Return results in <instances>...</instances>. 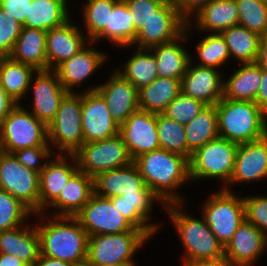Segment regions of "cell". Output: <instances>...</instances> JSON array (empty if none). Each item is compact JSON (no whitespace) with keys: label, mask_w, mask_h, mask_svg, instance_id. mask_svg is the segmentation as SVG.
I'll use <instances>...</instances> for the list:
<instances>
[{"label":"cell","mask_w":267,"mask_h":266,"mask_svg":"<svg viewBox=\"0 0 267 266\" xmlns=\"http://www.w3.org/2000/svg\"><path fill=\"white\" fill-rule=\"evenodd\" d=\"M183 204L168 203L165 210L185 248L183 261H215L224 258V246L210 230L204 218H193L180 210ZM183 212V213H182Z\"/></svg>","instance_id":"cell-4"},{"label":"cell","mask_w":267,"mask_h":266,"mask_svg":"<svg viewBox=\"0 0 267 266\" xmlns=\"http://www.w3.org/2000/svg\"><path fill=\"white\" fill-rule=\"evenodd\" d=\"M262 68L256 63H242L231 77L224 81L223 98L254 102L261 85Z\"/></svg>","instance_id":"cell-31"},{"label":"cell","mask_w":267,"mask_h":266,"mask_svg":"<svg viewBox=\"0 0 267 266\" xmlns=\"http://www.w3.org/2000/svg\"><path fill=\"white\" fill-rule=\"evenodd\" d=\"M133 162L146 185L165 205L182 203L183 198L176 191L184 182L190 180L187 157L159 148L140 155Z\"/></svg>","instance_id":"cell-1"},{"label":"cell","mask_w":267,"mask_h":266,"mask_svg":"<svg viewBox=\"0 0 267 266\" xmlns=\"http://www.w3.org/2000/svg\"><path fill=\"white\" fill-rule=\"evenodd\" d=\"M223 188L212 194L203 204L202 217L225 247L245 220V207L243 198L236 197L227 187Z\"/></svg>","instance_id":"cell-9"},{"label":"cell","mask_w":267,"mask_h":266,"mask_svg":"<svg viewBox=\"0 0 267 266\" xmlns=\"http://www.w3.org/2000/svg\"><path fill=\"white\" fill-rule=\"evenodd\" d=\"M50 147L51 146H36L33 148L17 150L12 154L24 167L40 173L46 166V161H48L51 154L52 150ZM43 159L45 160L44 163L41 162Z\"/></svg>","instance_id":"cell-48"},{"label":"cell","mask_w":267,"mask_h":266,"mask_svg":"<svg viewBox=\"0 0 267 266\" xmlns=\"http://www.w3.org/2000/svg\"><path fill=\"white\" fill-rule=\"evenodd\" d=\"M150 49L138 48L136 53L125 62L124 69H117L126 80L130 81L138 90L152 83L157 77V62Z\"/></svg>","instance_id":"cell-38"},{"label":"cell","mask_w":267,"mask_h":266,"mask_svg":"<svg viewBox=\"0 0 267 266\" xmlns=\"http://www.w3.org/2000/svg\"><path fill=\"white\" fill-rule=\"evenodd\" d=\"M239 12L238 24L267 36V0H235Z\"/></svg>","instance_id":"cell-40"},{"label":"cell","mask_w":267,"mask_h":266,"mask_svg":"<svg viewBox=\"0 0 267 266\" xmlns=\"http://www.w3.org/2000/svg\"><path fill=\"white\" fill-rule=\"evenodd\" d=\"M157 134L160 147L169 152L181 154L190 159L192 153L188 150L185 126L163 113L157 114Z\"/></svg>","instance_id":"cell-39"},{"label":"cell","mask_w":267,"mask_h":266,"mask_svg":"<svg viewBox=\"0 0 267 266\" xmlns=\"http://www.w3.org/2000/svg\"><path fill=\"white\" fill-rule=\"evenodd\" d=\"M131 12L135 31L151 18L153 12L158 9L166 0H123Z\"/></svg>","instance_id":"cell-47"},{"label":"cell","mask_w":267,"mask_h":266,"mask_svg":"<svg viewBox=\"0 0 267 266\" xmlns=\"http://www.w3.org/2000/svg\"><path fill=\"white\" fill-rule=\"evenodd\" d=\"M136 34L131 12L126 3L123 0H119L113 9L109 10L108 25L93 40V43L99 39L106 38L116 46L127 47L133 45Z\"/></svg>","instance_id":"cell-35"},{"label":"cell","mask_w":267,"mask_h":266,"mask_svg":"<svg viewBox=\"0 0 267 266\" xmlns=\"http://www.w3.org/2000/svg\"><path fill=\"white\" fill-rule=\"evenodd\" d=\"M46 33L44 30L23 27L9 57L36 70H47Z\"/></svg>","instance_id":"cell-29"},{"label":"cell","mask_w":267,"mask_h":266,"mask_svg":"<svg viewBox=\"0 0 267 266\" xmlns=\"http://www.w3.org/2000/svg\"><path fill=\"white\" fill-rule=\"evenodd\" d=\"M82 130L84 143L108 139L119 134L103 97L97 91L82 93Z\"/></svg>","instance_id":"cell-15"},{"label":"cell","mask_w":267,"mask_h":266,"mask_svg":"<svg viewBox=\"0 0 267 266\" xmlns=\"http://www.w3.org/2000/svg\"><path fill=\"white\" fill-rule=\"evenodd\" d=\"M194 15V26L210 33H221L239 22L235 0H211Z\"/></svg>","instance_id":"cell-30"},{"label":"cell","mask_w":267,"mask_h":266,"mask_svg":"<svg viewBox=\"0 0 267 266\" xmlns=\"http://www.w3.org/2000/svg\"><path fill=\"white\" fill-rule=\"evenodd\" d=\"M137 191L152 190L146 185L134 162L126 167L99 173L94 177V193L101 197L112 198Z\"/></svg>","instance_id":"cell-24"},{"label":"cell","mask_w":267,"mask_h":266,"mask_svg":"<svg viewBox=\"0 0 267 266\" xmlns=\"http://www.w3.org/2000/svg\"><path fill=\"white\" fill-rule=\"evenodd\" d=\"M239 144L218 137L195 150L189 159L190 180L211 178L229 184Z\"/></svg>","instance_id":"cell-7"},{"label":"cell","mask_w":267,"mask_h":266,"mask_svg":"<svg viewBox=\"0 0 267 266\" xmlns=\"http://www.w3.org/2000/svg\"><path fill=\"white\" fill-rule=\"evenodd\" d=\"M192 62L181 78V92L206 105H216L223 98L222 75L215 68L193 66Z\"/></svg>","instance_id":"cell-18"},{"label":"cell","mask_w":267,"mask_h":266,"mask_svg":"<svg viewBox=\"0 0 267 266\" xmlns=\"http://www.w3.org/2000/svg\"><path fill=\"white\" fill-rule=\"evenodd\" d=\"M32 0H0V7L25 27L29 3Z\"/></svg>","instance_id":"cell-49"},{"label":"cell","mask_w":267,"mask_h":266,"mask_svg":"<svg viewBox=\"0 0 267 266\" xmlns=\"http://www.w3.org/2000/svg\"><path fill=\"white\" fill-rule=\"evenodd\" d=\"M78 26L69 20L63 26L46 33L47 70H54L60 63L70 59L89 44ZM87 40V42L85 41Z\"/></svg>","instance_id":"cell-21"},{"label":"cell","mask_w":267,"mask_h":266,"mask_svg":"<svg viewBox=\"0 0 267 266\" xmlns=\"http://www.w3.org/2000/svg\"><path fill=\"white\" fill-rule=\"evenodd\" d=\"M30 214L34 213L20 200L13 197L9 192L0 189V231L21 226Z\"/></svg>","instance_id":"cell-43"},{"label":"cell","mask_w":267,"mask_h":266,"mask_svg":"<svg viewBox=\"0 0 267 266\" xmlns=\"http://www.w3.org/2000/svg\"><path fill=\"white\" fill-rule=\"evenodd\" d=\"M86 91H97L103 97L112 119L119 126L139 109L138 89L117 70L113 71L106 83L90 87Z\"/></svg>","instance_id":"cell-16"},{"label":"cell","mask_w":267,"mask_h":266,"mask_svg":"<svg viewBox=\"0 0 267 266\" xmlns=\"http://www.w3.org/2000/svg\"><path fill=\"white\" fill-rule=\"evenodd\" d=\"M114 207L137 229L142 230L149 238L154 236L158 224H152L150 219L152 204L156 200L165 204L153 191H137V193H124L121 196L109 198ZM156 225V226H155Z\"/></svg>","instance_id":"cell-23"},{"label":"cell","mask_w":267,"mask_h":266,"mask_svg":"<svg viewBox=\"0 0 267 266\" xmlns=\"http://www.w3.org/2000/svg\"><path fill=\"white\" fill-rule=\"evenodd\" d=\"M149 239L142 230L88 236L87 262L91 266H135L134 254Z\"/></svg>","instance_id":"cell-5"},{"label":"cell","mask_w":267,"mask_h":266,"mask_svg":"<svg viewBox=\"0 0 267 266\" xmlns=\"http://www.w3.org/2000/svg\"><path fill=\"white\" fill-rule=\"evenodd\" d=\"M119 0H88L84 5L83 18L87 30V38L89 37L90 44L93 40L105 29L108 25L109 10H112L114 5Z\"/></svg>","instance_id":"cell-42"},{"label":"cell","mask_w":267,"mask_h":266,"mask_svg":"<svg viewBox=\"0 0 267 266\" xmlns=\"http://www.w3.org/2000/svg\"><path fill=\"white\" fill-rule=\"evenodd\" d=\"M267 177V135L239 144L229 184L260 180Z\"/></svg>","instance_id":"cell-22"},{"label":"cell","mask_w":267,"mask_h":266,"mask_svg":"<svg viewBox=\"0 0 267 266\" xmlns=\"http://www.w3.org/2000/svg\"><path fill=\"white\" fill-rule=\"evenodd\" d=\"M256 63L267 70V36L261 38L259 43V53Z\"/></svg>","instance_id":"cell-54"},{"label":"cell","mask_w":267,"mask_h":266,"mask_svg":"<svg viewBox=\"0 0 267 266\" xmlns=\"http://www.w3.org/2000/svg\"><path fill=\"white\" fill-rule=\"evenodd\" d=\"M183 266H211L210 261H183Z\"/></svg>","instance_id":"cell-57"},{"label":"cell","mask_w":267,"mask_h":266,"mask_svg":"<svg viewBox=\"0 0 267 266\" xmlns=\"http://www.w3.org/2000/svg\"><path fill=\"white\" fill-rule=\"evenodd\" d=\"M189 26H193L191 20L187 22L184 32L175 40L150 48L157 62L158 77L181 80L184 76L192 57L180 42L188 38L186 36Z\"/></svg>","instance_id":"cell-26"},{"label":"cell","mask_w":267,"mask_h":266,"mask_svg":"<svg viewBox=\"0 0 267 266\" xmlns=\"http://www.w3.org/2000/svg\"><path fill=\"white\" fill-rule=\"evenodd\" d=\"M180 92V79L157 77L152 83L138 90L139 109L156 114L163 113Z\"/></svg>","instance_id":"cell-33"},{"label":"cell","mask_w":267,"mask_h":266,"mask_svg":"<svg viewBox=\"0 0 267 266\" xmlns=\"http://www.w3.org/2000/svg\"><path fill=\"white\" fill-rule=\"evenodd\" d=\"M119 135L133 161L144 153L161 148L156 113L138 109L119 126Z\"/></svg>","instance_id":"cell-14"},{"label":"cell","mask_w":267,"mask_h":266,"mask_svg":"<svg viewBox=\"0 0 267 266\" xmlns=\"http://www.w3.org/2000/svg\"><path fill=\"white\" fill-rule=\"evenodd\" d=\"M206 106L202 101L193 99L180 92L163 112L165 116L186 125Z\"/></svg>","instance_id":"cell-44"},{"label":"cell","mask_w":267,"mask_h":266,"mask_svg":"<svg viewBox=\"0 0 267 266\" xmlns=\"http://www.w3.org/2000/svg\"><path fill=\"white\" fill-rule=\"evenodd\" d=\"M17 104L18 103L13 98H11L0 85V126L2 125V122L7 117L9 112Z\"/></svg>","instance_id":"cell-51"},{"label":"cell","mask_w":267,"mask_h":266,"mask_svg":"<svg viewBox=\"0 0 267 266\" xmlns=\"http://www.w3.org/2000/svg\"><path fill=\"white\" fill-rule=\"evenodd\" d=\"M211 266H241L230 259L222 258L219 260L211 261Z\"/></svg>","instance_id":"cell-56"},{"label":"cell","mask_w":267,"mask_h":266,"mask_svg":"<svg viewBox=\"0 0 267 266\" xmlns=\"http://www.w3.org/2000/svg\"><path fill=\"white\" fill-rule=\"evenodd\" d=\"M254 102L267 113V70L263 68L261 85Z\"/></svg>","instance_id":"cell-52"},{"label":"cell","mask_w":267,"mask_h":266,"mask_svg":"<svg viewBox=\"0 0 267 266\" xmlns=\"http://www.w3.org/2000/svg\"><path fill=\"white\" fill-rule=\"evenodd\" d=\"M73 155L78 170L92 178L99 173L126 167L133 162L119 134L108 139L83 143Z\"/></svg>","instance_id":"cell-10"},{"label":"cell","mask_w":267,"mask_h":266,"mask_svg":"<svg viewBox=\"0 0 267 266\" xmlns=\"http://www.w3.org/2000/svg\"><path fill=\"white\" fill-rule=\"evenodd\" d=\"M34 266H71L70 263L39 254Z\"/></svg>","instance_id":"cell-53"},{"label":"cell","mask_w":267,"mask_h":266,"mask_svg":"<svg viewBox=\"0 0 267 266\" xmlns=\"http://www.w3.org/2000/svg\"><path fill=\"white\" fill-rule=\"evenodd\" d=\"M94 194V178L77 170L50 205L58 209L55 216L75 217Z\"/></svg>","instance_id":"cell-27"},{"label":"cell","mask_w":267,"mask_h":266,"mask_svg":"<svg viewBox=\"0 0 267 266\" xmlns=\"http://www.w3.org/2000/svg\"><path fill=\"white\" fill-rule=\"evenodd\" d=\"M70 157L71 163H67ZM73 160V163H72ZM78 170L76 158L73 154H58L55 160L47 162L40 172L39 179V203L40 219L45 217L42 214L44 209L50 206L59 196L62 188L70 177Z\"/></svg>","instance_id":"cell-19"},{"label":"cell","mask_w":267,"mask_h":266,"mask_svg":"<svg viewBox=\"0 0 267 266\" xmlns=\"http://www.w3.org/2000/svg\"><path fill=\"white\" fill-rule=\"evenodd\" d=\"M33 87L32 113L46 126L56 116L60 102L67 91L61 85L54 70H37Z\"/></svg>","instance_id":"cell-17"},{"label":"cell","mask_w":267,"mask_h":266,"mask_svg":"<svg viewBox=\"0 0 267 266\" xmlns=\"http://www.w3.org/2000/svg\"><path fill=\"white\" fill-rule=\"evenodd\" d=\"M266 248L267 237L256 226L244 220L225 245L224 257L241 266H250L256 263Z\"/></svg>","instance_id":"cell-20"},{"label":"cell","mask_w":267,"mask_h":266,"mask_svg":"<svg viewBox=\"0 0 267 266\" xmlns=\"http://www.w3.org/2000/svg\"><path fill=\"white\" fill-rule=\"evenodd\" d=\"M35 225L40 237V253L71 265L87 261L88 235L76 217L54 216Z\"/></svg>","instance_id":"cell-2"},{"label":"cell","mask_w":267,"mask_h":266,"mask_svg":"<svg viewBox=\"0 0 267 266\" xmlns=\"http://www.w3.org/2000/svg\"><path fill=\"white\" fill-rule=\"evenodd\" d=\"M17 104L7 115L0 126V149L6 153L50 146L47 126L32 112Z\"/></svg>","instance_id":"cell-6"},{"label":"cell","mask_w":267,"mask_h":266,"mask_svg":"<svg viewBox=\"0 0 267 266\" xmlns=\"http://www.w3.org/2000/svg\"><path fill=\"white\" fill-rule=\"evenodd\" d=\"M71 266H91L87 261L82 262V263H78V264H73Z\"/></svg>","instance_id":"cell-58"},{"label":"cell","mask_w":267,"mask_h":266,"mask_svg":"<svg viewBox=\"0 0 267 266\" xmlns=\"http://www.w3.org/2000/svg\"><path fill=\"white\" fill-rule=\"evenodd\" d=\"M199 66L217 69L230 59L228 46L221 33L207 34L197 45Z\"/></svg>","instance_id":"cell-41"},{"label":"cell","mask_w":267,"mask_h":266,"mask_svg":"<svg viewBox=\"0 0 267 266\" xmlns=\"http://www.w3.org/2000/svg\"><path fill=\"white\" fill-rule=\"evenodd\" d=\"M184 126L187 147L191 153L218 138L216 105H206L193 120Z\"/></svg>","instance_id":"cell-36"},{"label":"cell","mask_w":267,"mask_h":266,"mask_svg":"<svg viewBox=\"0 0 267 266\" xmlns=\"http://www.w3.org/2000/svg\"><path fill=\"white\" fill-rule=\"evenodd\" d=\"M245 220L256 226L267 237V196L243 198Z\"/></svg>","instance_id":"cell-46"},{"label":"cell","mask_w":267,"mask_h":266,"mask_svg":"<svg viewBox=\"0 0 267 266\" xmlns=\"http://www.w3.org/2000/svg\"><path fill=\"white\" fill-rule=\"evenodd\" d=\"M40 173L24 167L13 154L0 152V189L20 200L33 213H40Z\"/></svg>","instance_id":"cell-11"},{"label":"cell","mask_w":267,"mask_h":266,"mask_svg":"<svg viewBox=\"0 0 267 266\" xmlns=\"http://www.w3.org/2000/svg\"><path fill=\"white\" fill-rule=\"evenodd\" d=\"M36 71L34 67L17 62L9 56L0 57V85L18 104L30 90L33 73Z\"/></svg>","instance_id":"cell-34"},{"label":"cell","mask_w":267,"mask_h":266,"mask_svg":"<svg viewBox=\"0 0 267 266\" xmlns=\"http://www.w3.org/2000/svg\"><path fill=\"white\" fill-rule=\"evenodd\" d=\"M178 9L179 14L188 22L191 14L198 12L211 0H170Z\"/></svg>","instance_id":"cell-50"},{"label":"cell","mask_w":267,"mask_h":266,"mask_svg":"<svg viewBox=\"0 0 267 266\" xmlns=\"http://www.w3.org/2000/svg\"><path fill=\"white\" fill-rule=\"evenodd\" d=\"M228 46L230 56L241 64L256 62L261 36L241 25H235L221 32Z\"/></svg>","instance_id":"cell-37"},{"label":"cell","mask_w":267,"mask_h":266,"mask_svg":"<svg viewBox=\"0 0 267 266\" xmlns=\"http://www.w3.org/2000/svg\"><path fill=\"white\" fill-rule=\"evenodd\" d=\"M216 109L219 137L242 144L267 135V113L255 102L222 98Z\"/></svg>","instance_id":"cell-3"},{"label":"cell","mask_w":267,"mask_h":266,"mask_svg":"<svg viewBox=\"0 0 267 266\" xmlns=\"http://www.w3.org/2000/svg\"><path fill=\"white\" fill-rule=\"evenodd\" d=\"M81 110L82 94L67 92L60 102L55 118L47 126L48 142L57 146L60 151L58 154H74L83 145Z\"/></svg>","instance_id":"cell-8"},{"label":"cell","mask_w":267,"mask_h":266,"mask_svg":"<svg viewBox=\"0 0 267 266\" xmlns=\"http://www.w3.org/2000/svg\"><path fill=\"white\" fill-rule=\"evenodd\" d=\"M67 0H32L26 15L25 27L49 31L70 20Z\"/></svg>","instance_id":"cell-32"},{"label":"cell","mask_w":267,"mask_h":266,"mask_svg":"<svg viewBox=\"0 0 267 266\" xmlns=\"http://www.w3.org/2000/svg\"><path fill=\"white\" fill-rule=\"evenodd\" d=\"M24 226L0 231V253L13 255L28 266H34L40 254V237L36 227Z\"/></svg>","instance_id":"cell-28"},{"label":"cell","mask_w":267,"mask_h":266,"mask_svg":"<svg viewBox=\"0 0 267 266\" xmlns=\"http://www.w3.org/2000/svg\"><path fill=\"white\" fill-rule=\"evenodd\" d=\"M186 25L187 21L179 14L177 7L166 0L140 28L133 44L137 48L150 49L171 42L184 32Z\"/></svg>","instance_id":"cell-12"},{"label":"cell","mask_w":267,"mask_h":266,"mask_svg":"<svg viewBox=\"0 0 267 266\" xmlns=\"http://www.w3.org/2000/svg\"><path fill=\"white\" fill-rule=\"evenodd\" d=\"M0 266H28L22 260L13 255L0 253Z\"/></svg>","instance_id":"cell-55"},{"label":"cell","mask_w":267,"mask_h":266,"mask_svg":"<svg viewBox=\"0 0 267 266\" xmlns=\"http://www.w3.org/2000/svg\"><path fill=\"white\" fill-rule=\"evenodd\" d=\"M75 217L88 236L139 230L114 207L109 198L98 196L95 193Z\"/></svg>","instance_id":"cell-13"},{"label":"cell","mask_w":267,"mask_h":266,"mask_svg":"<svg viewBox=\"0 0 267 266\" xmlns=\"http://www.w3.org/2000/svg\"><path fill=\"white\" fill-rule=\"evenodd\" d=\"M107 55L87 45L70 59L60 63L54 71L57 73L61 85L67 92H74L73 88L80 87L79 83L85 81L100 65L105 63Z\"/></svg>","instance_id":"cell-25"},{"label":"cell","mask_w":267,"mask_h":266,"mask_svg":"<svg viewBox=\"0 0 267 266\" xmlns=\"http://www.w3.org/2000/svg\"><path fill=\"white\" fill-rule=\"evenodd\" d=\"M23 25L0 7V57L9 56Z\"/></svg>","instance_id":"cell-45"}]
</instances>
